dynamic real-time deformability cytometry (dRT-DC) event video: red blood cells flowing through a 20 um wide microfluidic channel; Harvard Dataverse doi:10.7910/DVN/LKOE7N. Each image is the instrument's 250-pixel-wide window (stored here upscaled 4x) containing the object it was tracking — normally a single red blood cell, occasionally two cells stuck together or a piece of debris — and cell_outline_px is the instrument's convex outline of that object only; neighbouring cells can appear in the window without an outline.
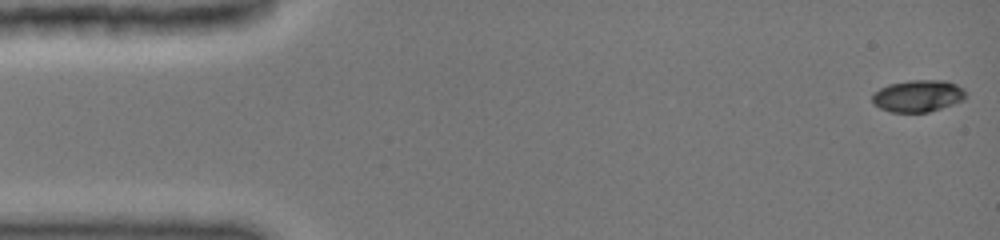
{"species": "common noctule bat (a hibernating species)", "species_latin": "Nyctalus noctula", "temperature_condition": "cold", "stored_images_in_passage": 14, "camera_frame_rate_fps": 3000, "um_per_image_px": 0.085, "animal": {"sex": "female", "body_mass_g": 19.0, "forearm_length_mm": 51.5}, "frame": {"image": 1, "passage_image": 1, "time_ms": 0.0, "image_size_px": [1000, 240], "cell_outline_px": [[964, 100], [928, 112], [892, 112], [880, 108], [872, 100], [872, 96], [880, 88], [888, 84], [912, 80], [948, 80], [964, 88]], "centroid_in_image_um": [78.04, 8.14], "position_along_channel_um": 7.0, "area_um2": 17.22}}
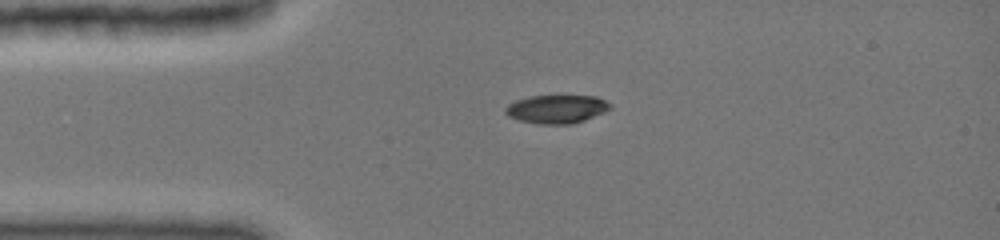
{"frame": {"image": 2, "passage_image": 10, "time_ms": 3.333, "image_size_px": [1000, 240], "cell_outline_px": [[612, 108], [604, 112], [584, 120], [572, 124], [540, 124], [520, 120], [508, 116], [504, 112], [504, 108], [508, 104], [516, 100], [532, 96], [596, 96], [612, 104]], "centroid_in_image_um": [47.31, 9.27], "position_along_channel_um": 37.7, "area_um2": 17.28}}
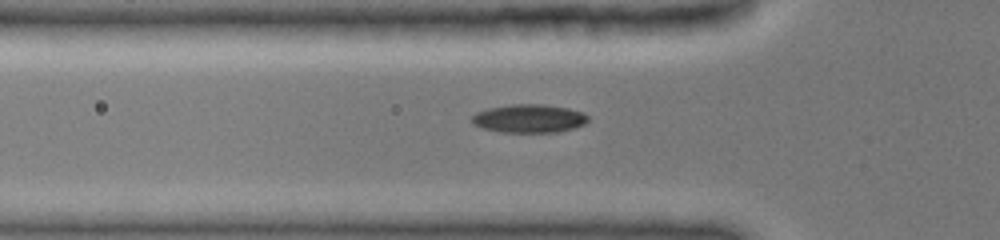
{"frame": {"image": 3, "passage_image": 14, "time_ms": 5.0, "image_size_px": [1000, 240], "cell_outline_px": [[588, 120], [584, 124], [572, 128], [556, 132], [500, 132], [484, 128], [472, 124], [472, 116], [476, 112], [488, 108], [516, 104], [540, 104], [568, 108], [580, 112], [588, 116]], "centroid_in_image_um": [44.94, 10.07], "position_along_channel_um": 80.9, "area_um2": 18.96}}